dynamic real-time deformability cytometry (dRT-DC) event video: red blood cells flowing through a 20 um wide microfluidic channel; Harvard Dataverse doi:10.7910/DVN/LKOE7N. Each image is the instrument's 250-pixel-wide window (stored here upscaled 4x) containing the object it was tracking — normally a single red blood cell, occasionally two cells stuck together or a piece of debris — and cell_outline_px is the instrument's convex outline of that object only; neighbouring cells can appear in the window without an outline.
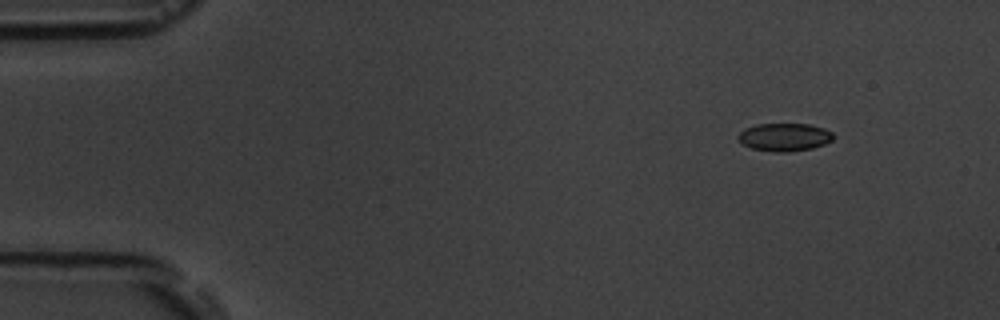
{"species": "common noctule bat (a hibernating species)", "species_latin": "Nyctalus noctula", "temperature_condition": "room temperature", "stored_images_in_passage": 5, "camera_frame_rate_fps": 3000, "um_per_image_px": 0.085, "animal": {"sex": "male", "body_mass_g": 19.5, "forearm_length_mm": 54.6}, "frame": {"image": 1, "passage_image": 2, "time_ms": 1.333, "image_size_px": [1000, 320], "cell_outline_px": [[832, 140], [824, 144], [812, 148], [788, 152], [772, 152], [752, 148], [744, 144], [736, 136], [744, 128], [756, 124], [808, 124], [824, 128], [832, 132]], "centroid_in_image_um": [66.66, 11.65], "position_along_channel_um": 18.3, "area_um2": 15.43}}
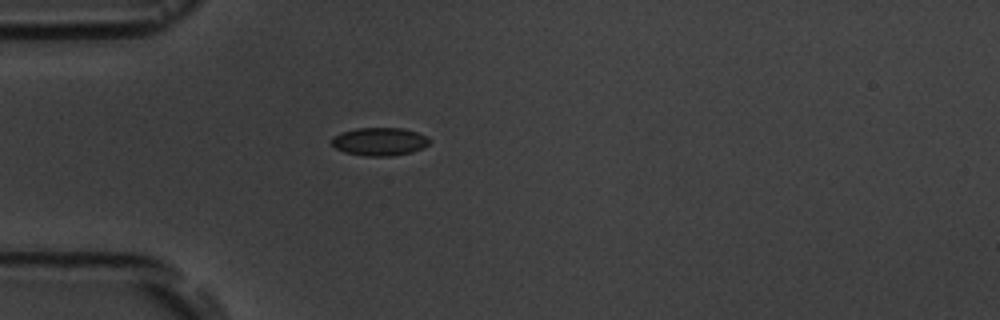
{"frame": {"image": 2, "passage_image": 5, "time_ms": 4.667, "image_size_px": [1000, 320], "cell_outline_px": [[432, 140], [424, 148], [412, 152], [392, 156], [364, 156], [344, 152], [336, 148], [332, 144], [332, 136], [340, 132], [356, 128], [404, 128], [428, 136]], "centroid_in_image_um": [32.28, 12.03], "position_along_channel_um": 52.7, "area_um2": 16.24}}